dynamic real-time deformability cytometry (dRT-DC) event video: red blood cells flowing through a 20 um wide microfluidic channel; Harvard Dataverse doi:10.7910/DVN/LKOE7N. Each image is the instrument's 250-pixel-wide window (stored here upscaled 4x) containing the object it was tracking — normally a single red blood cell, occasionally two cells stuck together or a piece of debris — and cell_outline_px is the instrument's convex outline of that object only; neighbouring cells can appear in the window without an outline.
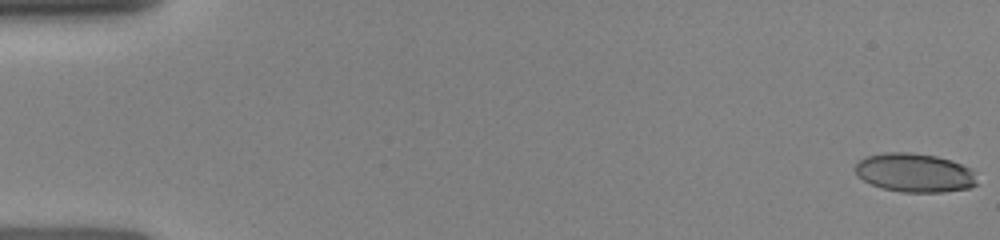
{"species": "human", "species_latin": "Homo sapiens", "temperature_condition": "room temperature", "stored_images_in_passage": 24, "camera_frame_rate_fps": 3000, "um_per_image_px": 0.085, "donor": {"sex": "female"}, "frame": {"image": 1, "passage_image": 1, "time_ms": 0.0, "image_size_px": [1000, 240], "cell_outline_px": [[976, 184], [968, 188], [944, 192], [900, 192], [880, 188], [864, 180], [856, 172], [856, 164], [860, 160], [868, 156], [884, 152], [908, 152], [936, 156], [952, 160], [968, 168], [972, 172]], "centroid_in_image_um": [77.72, 14.68], "position_along_channel_um": 7.3, "area_um2": 27.22}}
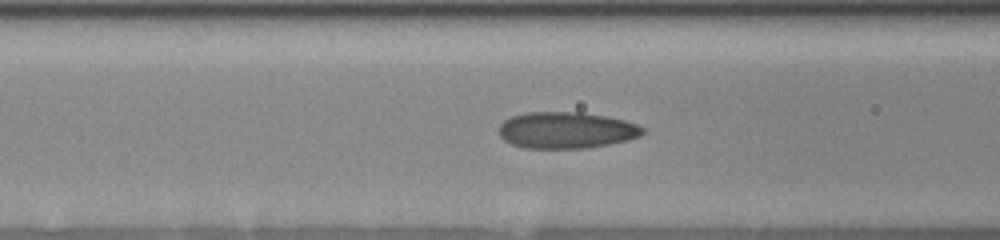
{"frame": {"image": 2, "passage_image": 14, "time_ms": 6.333, "image_size_px": [1000, 240], "cell_outline_px": [[644, 132], [640, 136], [628, 140], [608, 144], [584, 148], [524, 148], [512, 144], [504, 140], [500, 136], [500, 124], [504, 120], [512, 116], [524, 112], [580, 112], [604, 116], [624, 120], [636, 124], [644, 128]], "centroid_in_image_um": [48.12, 11.06], "position_along_channel_um": 118.5, "area_um2": 30.46}}
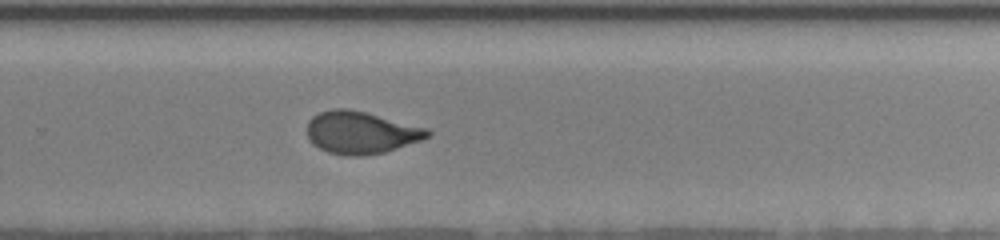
{"frame": {"image": 3, "passage_image": 24, "time_ms": 10.667, "image_size_px": [1000, 240], "cell_outline_px": [[432, 132], [428, 136], [420, 140], [384, 152], [364, 156], [348, 156], [328, 152], [312, 144], [308, 136], [308, 120], [312, 116], [320, 112], [332, 108], [348, 108], [428, 128]], "centroid_in_image_um": [30.65, 11.26], "position_along_channel_um": 299.2, "area_um2": 29.54}}